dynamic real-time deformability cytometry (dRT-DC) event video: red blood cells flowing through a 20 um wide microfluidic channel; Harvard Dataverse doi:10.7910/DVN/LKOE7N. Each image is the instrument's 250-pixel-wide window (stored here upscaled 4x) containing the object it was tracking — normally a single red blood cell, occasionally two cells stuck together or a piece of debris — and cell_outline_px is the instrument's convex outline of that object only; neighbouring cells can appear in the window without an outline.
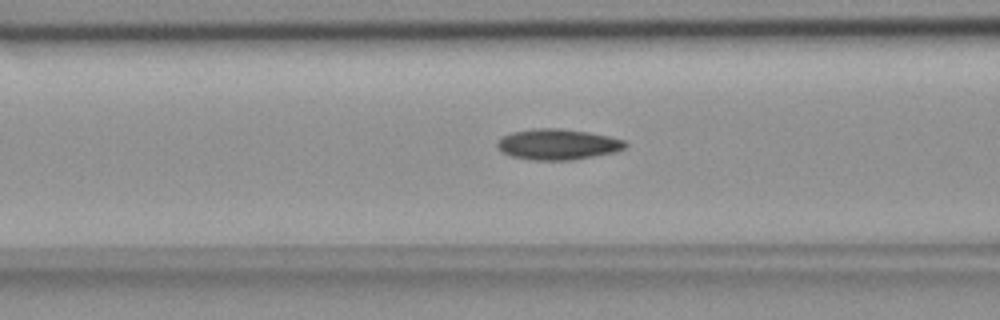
{"species": "common noctule bat (a hibernating species)", "species_latin": "Nyctalus noctula", "temperature_condition": "room temperature", "stored_images_in_passage": 41, "camera_frame_rate_fps": 3000, "um_per_image_px": 0.085, "animal": {"sex": "female", "body_mass_g": 18.4}, "frame": {"image": 1, "passage_image": 11, "time_ms": 3.333, "image_size_px": [1000, 320], "cell_outline_px": [[628, 144], [624, 148], [616, 152], [572, 160], [532, 160], [512, 156], [504, 152], [496, 144], [504, 136], [512, 132], [536, 128], [560, 128], [588, 132], [608, 136], [624, 140]], "centroid_in_image_um": [47.45, 12.27], "position_along_channel_um": 119.2, "area_um2": 22.72}}
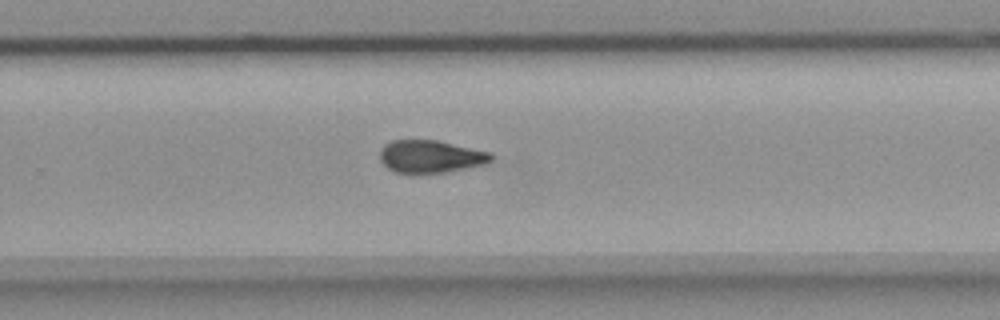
{"frame": {"image": 2, "passage_image": 25, "time_ms": 8.0, "image_size_px": [1000, 320], "cell_outline_px": [[496, 156], [488, 164], [444, 172], [396, 172], [388, 168], [380, 160], [380, 148], [384, 144], [392, 140], [436, 140], [492, 152]], "centroid_in_image_um": [36.65, 13.28], "position_along_channel_um": 293.2, "area_um2": 21.15}}
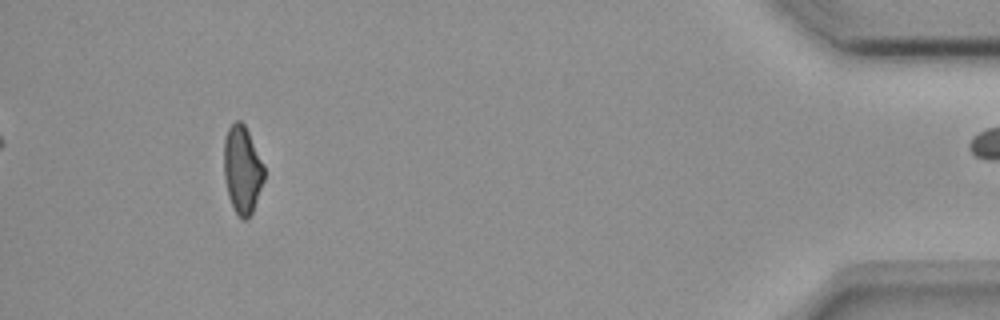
{"frame": {"image": 3, "passage_image": 40, "time_ms": 13.0, "image_size_px": [1000, 320], "cell_outline_px": [[264, 180], [252, 212], [248, 220], [240, 220], [228, 196], [224, 180], [224, 140], [228, 128], [236, 120], [240, 120], [244, 124], [264, 164]], "centroid_in_image_um": [20.59, 14.44], "position_along_channel_um": 414.6, "area_um2": 20.58}}